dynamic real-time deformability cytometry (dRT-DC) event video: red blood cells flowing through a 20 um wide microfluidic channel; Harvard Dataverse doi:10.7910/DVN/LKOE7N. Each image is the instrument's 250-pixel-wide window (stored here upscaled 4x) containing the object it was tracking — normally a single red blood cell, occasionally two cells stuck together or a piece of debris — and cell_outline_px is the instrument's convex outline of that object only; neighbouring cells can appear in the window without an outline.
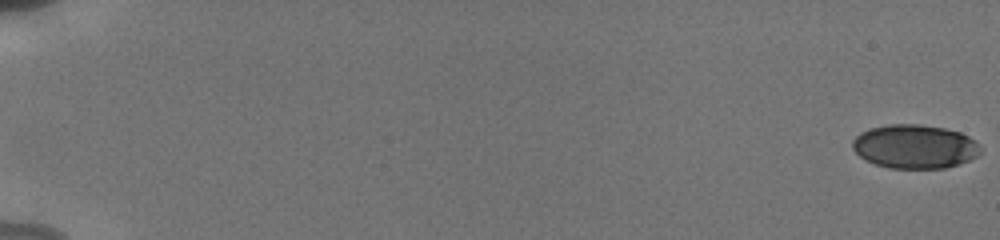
{"species": "human", "species_latin": "Homo sapiens", "temperature_condition": "cold", "stored_images_in_passage": 18, "camera_frame_rate_fps": 3000, "um_per_image_px": 0.085, "donor": {"sex": "male"}, "frame": {"image": 1, "passage_image": 1, "time_ms": 0.0, "image_size_px": [1000, 240], "cell_outline_px": [[980, 152], [976, 156], [968, 160], [944, 168], [888, 168], [876, 164], [860, 156], [852, 148], [852, 140], [860, 132], [872, 128], [892, 124], [920, 124], [944, 128], [960, 132], [976, 140], [980, 148]], "centroid_in_image_um": [77.75, 12.45], "position_along_channel_um": 7.3, "area_um2": 32.48}}
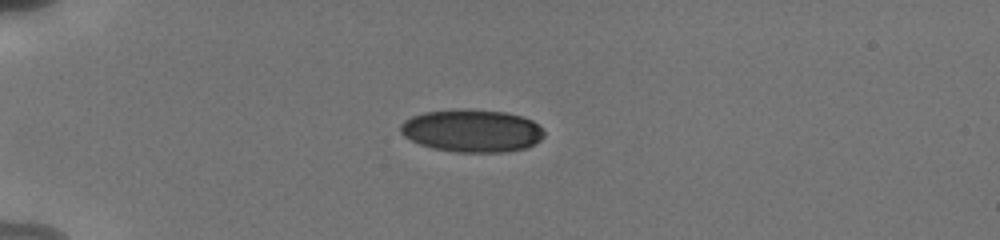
{"frame": {"image": 2, "passage_image": 14, "time_ms": 5.333, "image_size_px": [1000, 240], "cell_outline_px": [[544, 136], [540, 140], [524, 148], [504, 152], [456, 152], [432, 148], [420, 144], [404, 136], [400, 132], [400, 124], [404, 120], [412, 116], [424, 112], [504, 112], [520, 116], [532, 120], [544, 132]], "centroid_in_image_um": [40.1, 11.16], "position_along_channel_um": 44.9, "area_um2": 34.45}}
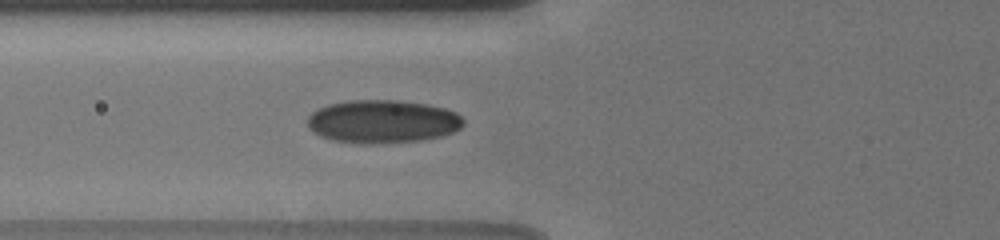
{"frame": {"image": 3, "passage_image": 18, "time_ms": 7.667, "image_size_px": [1000, 240], "cell_outline_px": [[464, 124], [460, 128], [452, 132], [440, 136], [424, 140], [364, 144], [356, 144], [332, 140], [320, 136], [308, 128], [308, 116], [312, 112], [328, 104], [348, 100], [400, 100], [424, 104], [444, 108], [456, 112], [464, 120]], "centroid_in_image_um": [32.5, 10.33], "position_along_channel_um": 93.3, "area_um2": 39.3}}